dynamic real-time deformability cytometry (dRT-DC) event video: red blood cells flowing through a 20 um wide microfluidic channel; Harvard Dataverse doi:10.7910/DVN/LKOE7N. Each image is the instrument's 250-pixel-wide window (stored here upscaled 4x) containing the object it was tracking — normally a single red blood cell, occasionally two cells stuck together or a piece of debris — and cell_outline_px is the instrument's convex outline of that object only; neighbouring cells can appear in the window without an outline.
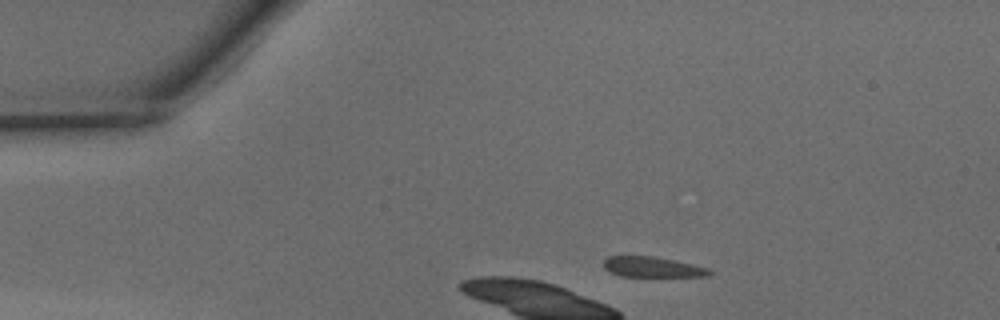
{"species": "common noctule bat (a hibernating species)", "species_latin": "Nyctalus noctula", "temperature_condition": "warm", "stored_images_in_passage": 5, "camera_frame_rate_fps": 3000, "um_per_image_px": 0.085, "animal": {"sex": "male", "body_mass_g": 15.6}, "frame": {"image": 1, "passage_image": 1, "time_ms": 0.0, "image_size_px": [1000, 320], "cell_outline_px": [[712, 272], [708, 276], [620, 276], [604, 268], [604, 260], [608, 256], [652, 256], [676, 260], [708, 268]], "centroid_in_image_um": [55.45, 22.69], "position_along_channel_um": 29.5, "area_um2": 12.43}}